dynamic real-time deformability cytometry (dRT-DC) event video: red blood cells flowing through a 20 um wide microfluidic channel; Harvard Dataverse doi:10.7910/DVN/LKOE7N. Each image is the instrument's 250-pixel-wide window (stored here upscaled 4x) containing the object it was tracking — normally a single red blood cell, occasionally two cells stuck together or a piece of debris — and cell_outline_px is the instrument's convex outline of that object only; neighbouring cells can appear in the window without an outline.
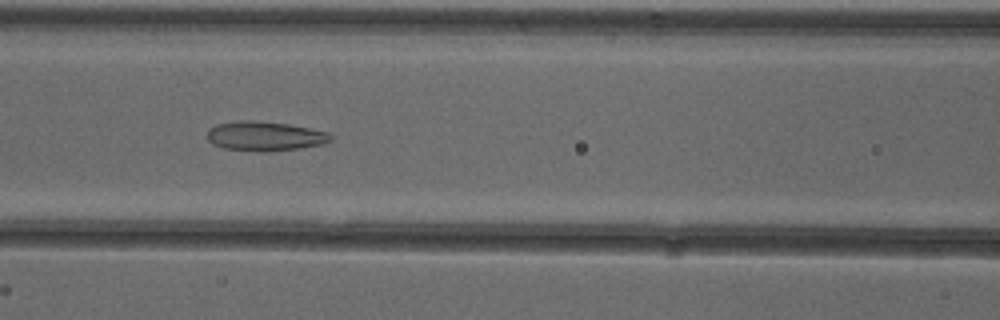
{"species": "common noctule bat (a hibernating species)", "species_latin": "Nyctalus noctula", "temperature_condition": "cold", "stored_images_in_passage": 51, "camera_frame_rate_fps": 3000, "um_per_image_px": 0.085, "animal": {"sex": "female"}, "frame": {"image": 1, "passage_image": 22, "time_ms": 7.0, "image_size_px": [1000, 320], "cell_outline_px": [[332, 140], [324, 144], [300, 148], [264, 152], [260, 152], [224, 148], [212, 144], [208, 140], [208, 128], [216, 124], [240, 120], [256, 120], [288, 124], [328, 132], [332, 136]], "centroid_in_image_um": [22.5, 11.57], "position_along_channel_um": 144.1, "area_um2": 21.33}}
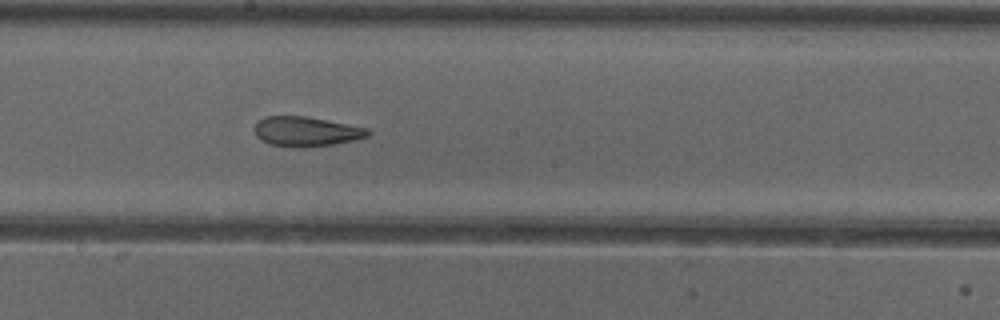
{"frame": {"image": 2, "passage_image": 28, "time_ms": 9.0, "image_size_px": [1000, 320], "cell_outline_px": [[372, 132], [368, 136], [356, 140], [332, 144], [304, 148], [268, 144], [260, 140], [256, 136], [252, 128], [264, 116], [304, 116], [368, 128]], "centroid_in_image_um": [26.0, 11.18], "position_along_channel_um": 222.2, "area_um2": 19.71}}
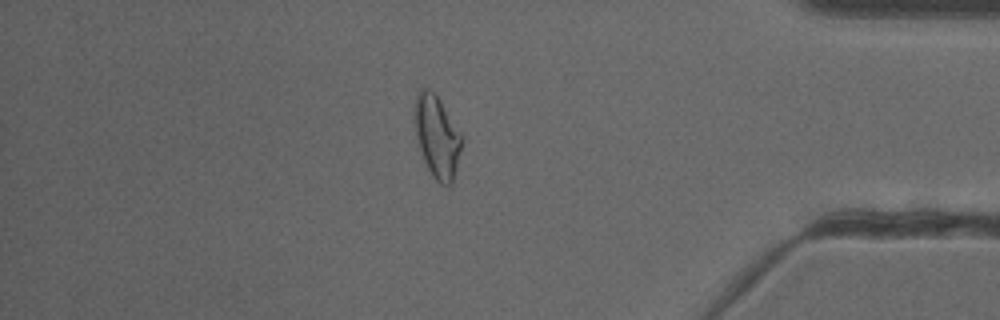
{"frame": {"image": 3, "passage_image": 44, "time_ms": 14.333, "image_size_px": [1000, 320], "cell_outline_px": [[464, 136], [452, 184], [448, 188], [440, 184], [432, 176], [424, 160], [416, 136], [416, 96], [420, 88], [428, 88], [440, 100]], "centroid_in_image_um": [37.19, 11.65], "position_along_channel_um": 398.0, "area_um2": 22.31}, "authors_computed_cell_mechanics": {"area_um2": 22.6576, "velocity_mm_per_s": 3.9044, "shape_relaxation_time_tau1_ms": null, "shape_relaxation_time_tau2_ms": 2.8093, "deformation_change_tau1": null, "deformation_change_tau2": 0.1236}}